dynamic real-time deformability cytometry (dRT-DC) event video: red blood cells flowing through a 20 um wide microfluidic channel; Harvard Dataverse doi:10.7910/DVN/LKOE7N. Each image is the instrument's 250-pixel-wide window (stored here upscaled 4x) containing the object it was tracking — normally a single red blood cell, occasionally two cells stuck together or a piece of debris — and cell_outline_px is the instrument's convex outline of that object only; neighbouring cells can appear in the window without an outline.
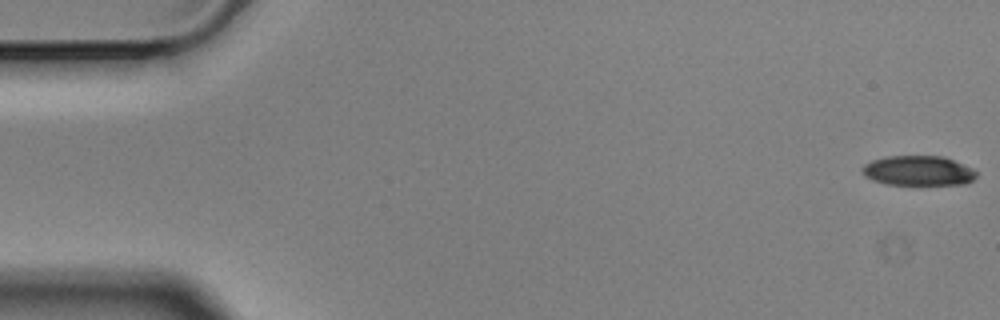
{"species": "Egyptian fruit bat (a non-hibernating species)", "species_latin": "Rousettus aegyptiacus", "temperature_condition": "cold", "stored_images_in_passage": 5, "camera_frame_rate_fps": 3000, "um_per_image_px": 0.085, "animal": {"sex": "male"}, "frame": {"image": 1, "passage_image": 1, "time_ms": 0.0, "image_size_px": [1000, 320], "cell_outline_px": [[976, 176], [972, 180], [964, 184], [888, 184], [872, 180], [864, 176], [860, 168], [864, 164], [872, 160], [888, 156], [940, 156], [952, 160], [972, 168], [976, 172]], "centroid_in_image_um": [78.0, 14.51], "position_along_channel_um": 7.0, "area_um2": 19.65}}
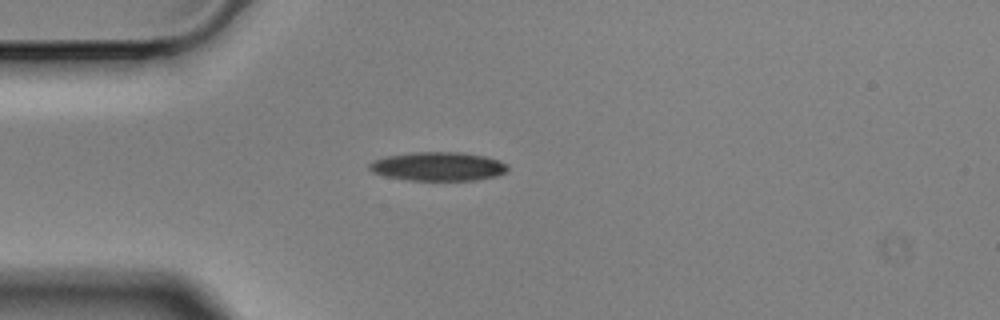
{"frame": {"image": 2, "passage_image": 4, "time_ms": 1.0, "image_size_px": [1000, 320], "cell_outline_px": [[508, 172], [496, 176], [476, 180], [408, 180], [384, 176], [372, 172], [368, 168], [368, 164], [372, 160], [388, 156], [412, 152], [464, 152], [484, 156], [508, 164]], "centroid_in_image_um": [37.23, 14.15], "position_along_channel_um": 47.8, "area_um2": 23.35}}